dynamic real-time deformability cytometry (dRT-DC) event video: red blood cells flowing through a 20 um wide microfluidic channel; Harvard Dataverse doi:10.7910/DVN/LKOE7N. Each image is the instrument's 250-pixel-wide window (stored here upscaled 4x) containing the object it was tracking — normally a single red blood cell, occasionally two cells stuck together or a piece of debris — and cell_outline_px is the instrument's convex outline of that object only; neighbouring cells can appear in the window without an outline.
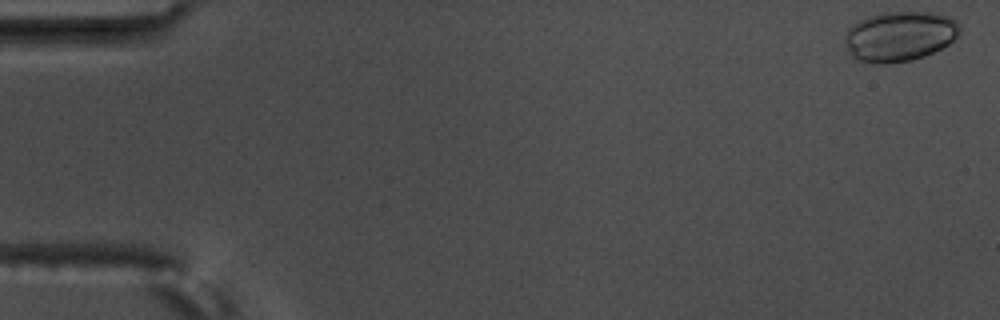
{"species": "common noctule bat (a hibernating species)", "species_latin": "Nyctalus noctula", "temperature_condition": "warm", "stored_images_in_passage": 4, "camera_frame_rate_fps": 3000, "um_per_image_px": 0.085, "animal": {"sex": "male", "body_mass_g": 17.5, "forearm_length_mm": 52.3}, "frame": {"image": 1, "passage_image": 1, "time_ms": 0.0, "image_size_px": [1000, 320], "cell_outline_px": [[960, 32], [948, 44], [924, 56], [912, 60], [888, 64], [876, 64], [860, 60], [852, 56], [848, 52], [844, 44], [844, 36], [848, 28], [852, 24], [868, 16], [888, 12], [932, 12], [948, 16], [956, 20], [960, 24]], "centroid_in_image_um": [76.44, 3.08], "position_along_channel_um": 8.6, "area_um2": 33.64}}